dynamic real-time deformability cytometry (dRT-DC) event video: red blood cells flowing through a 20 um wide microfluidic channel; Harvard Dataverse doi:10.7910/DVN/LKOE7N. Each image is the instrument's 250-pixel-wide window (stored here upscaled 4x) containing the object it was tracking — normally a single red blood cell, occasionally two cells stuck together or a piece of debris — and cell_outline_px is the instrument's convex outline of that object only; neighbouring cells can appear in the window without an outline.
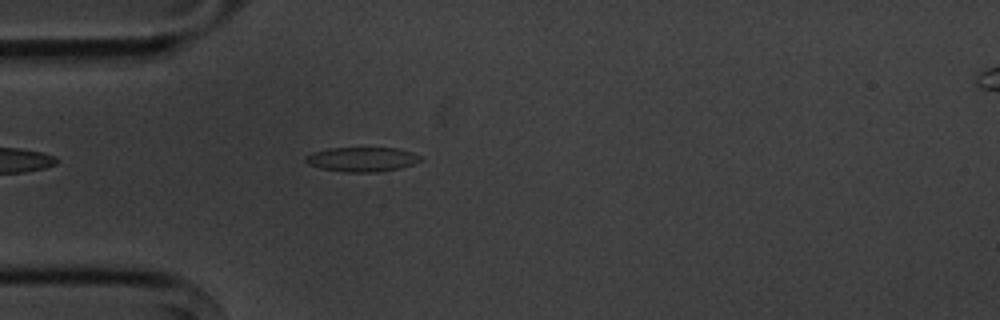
{"species": "common noctule bat (a hibernating species)", "species_latin": "Nyctalus noctula", "temperature_condition": "cold", "stored_images_in_passage": 1, "camera_frame_rate_fps": 3000, "um_per_image_px": 0.085, "animal": {"sex": "male", "body_mass_g": 20.1, "forearm_length_mm": 53.5}, "frame": {"image": 1, "passage_image": 1, "time_ms": 0.0, "image_size_px": [1000, 320], "cell_outline_px": [[424, 160], [400, 168], [380, 172], [344, 172], [320, 168], [308, 164], [304, 160], [304, 156], [312, 152], [328, 148], [396, 148], [412, 152], [424, 156]], "centroid_in_image_um": [30.79, 13.54], "position_along_channel_um": 54.2, "area_um2": 16.65}}